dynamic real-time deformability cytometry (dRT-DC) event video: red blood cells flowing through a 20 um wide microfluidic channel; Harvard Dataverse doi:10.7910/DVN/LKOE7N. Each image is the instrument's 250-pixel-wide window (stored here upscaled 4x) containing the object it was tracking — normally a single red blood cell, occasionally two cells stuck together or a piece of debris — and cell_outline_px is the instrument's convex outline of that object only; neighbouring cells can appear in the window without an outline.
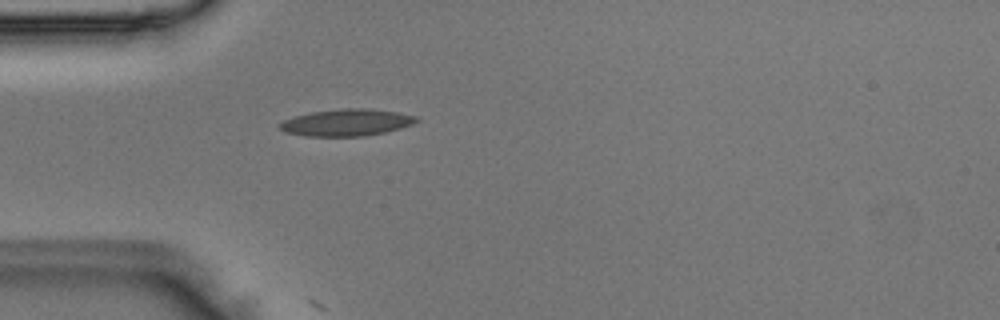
{"species": "Egyptian fruit bat (a non-hibernating species)", "species_latin": "Rousettus aegyptiacus", "temperature_condition": "room temperature", "stored_images_in_passage": 3, "camera_frame_rate_fps": 3000, "um_per_image_px": 0.085, "animal": {"sex": "male"}, "frame": {"image": 1, "passage_image": 3, "time_ms": 0.667, "image_size_px": [1000, 320], "cell_outline_px": [[420, 120], [412, 124], [400, 128], [384, 132], [364, 136], [304, 136], [284, 132], [280, 128], [280, 124], [284, 120], [296, 116], [312, 112], [344, 108], [364, 108], [396, 112], [416, 116]], "centroid_in_image_um": [29.46, 10.42], "position_along_channel_um": 55.5, "area_um2": 21.15}}